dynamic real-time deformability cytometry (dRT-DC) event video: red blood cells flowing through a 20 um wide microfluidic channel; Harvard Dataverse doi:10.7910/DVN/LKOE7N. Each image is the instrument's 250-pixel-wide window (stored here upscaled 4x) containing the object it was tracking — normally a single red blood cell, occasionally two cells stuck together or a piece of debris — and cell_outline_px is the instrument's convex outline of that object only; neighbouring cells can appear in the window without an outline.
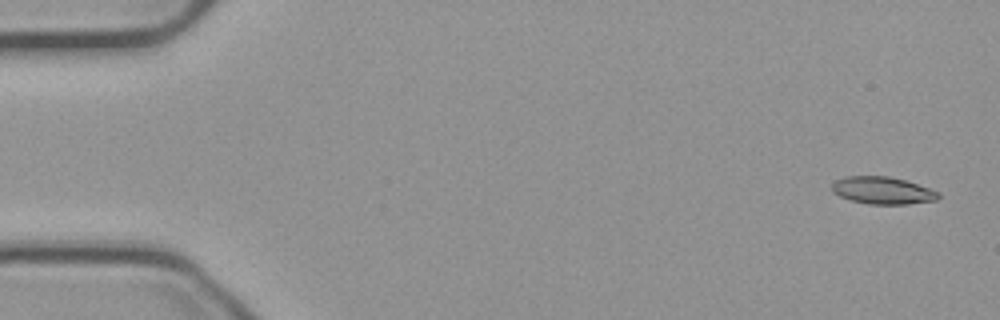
{"species": "common noctule bat (a hibernating species)", "species_latin": "Nyctalus noctula", "temperature_condition": "cold", "stored_images_in_passage": 55, "camera_frame_rate_fps": 3000, "um_per_image_px": 0.085, "animal": {"sex": "male", "body_mass_g": 23.1, "forearm_length_mm": 52.7}, "frame": {"image": 1, "passage_image": 2, "time_ms": 0.333, "image_size_px": [1000, 320], "cell_outline_px": [[940, 196], [936, 200], [908, 204], [868, 204], [852, 200], [840, 196], [832, 192], [832, 184], [836, 180], [844, 176], [888, 176], [904, 180], [940, 192]], "centroid_in_image_um": [75.01, 16.19], "position_along_channel_um": 10.0, "area_um2": 16.82}}
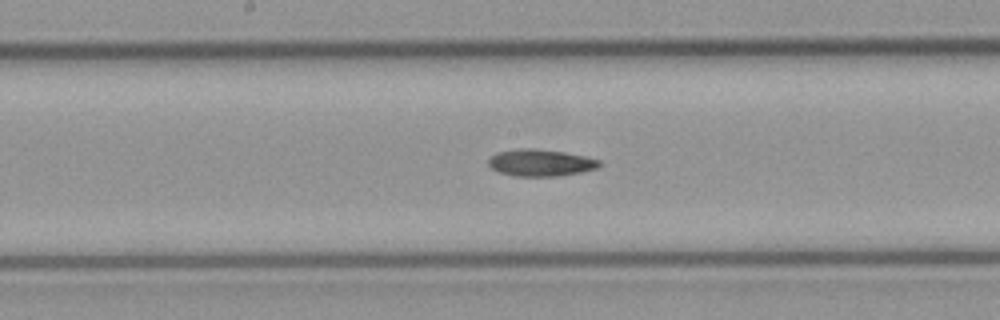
{"frame": {"image": 2, "passage_image": 28, "time_ms": 9.0, "image_size_px": [1000, 320], "cell_outline_px": [[600, 164], [596, 168], [580, 172], [560, 176], [512, 176], [500, 172], [492, 168], [488, 164], [488, 160], [496, 152], [516, 148], [532, 148], [564, 152], [584, 156], [600, 160]], "centroid_in_image_um": [45.91, 13.83], "position_along_channel_um": 202.3, "area_um2": 17.34}}
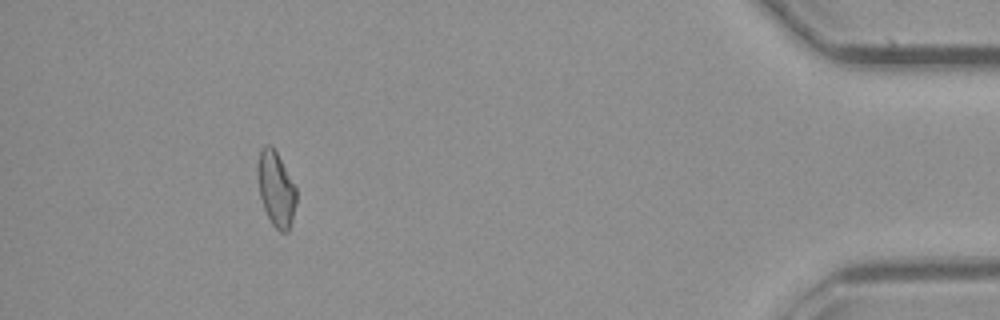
{"frame": {"image": 3, "passage_image": 50, "time_ms": 16.333, "image_size_px": [1000, 320], "cell_outline_px": [[296, 204], [292, 220], [288, 232], [280, 232], [272, 224], [264, 208], [260, 196], [256, 172], [256, 168], [260, 148], [264, 144], [268, 144], [276, 152], [296, 188]], "centroid_in_image_um": [23.44, 16.05], "position_along_channel_um": 411.8, "area_um2": 16.82}}